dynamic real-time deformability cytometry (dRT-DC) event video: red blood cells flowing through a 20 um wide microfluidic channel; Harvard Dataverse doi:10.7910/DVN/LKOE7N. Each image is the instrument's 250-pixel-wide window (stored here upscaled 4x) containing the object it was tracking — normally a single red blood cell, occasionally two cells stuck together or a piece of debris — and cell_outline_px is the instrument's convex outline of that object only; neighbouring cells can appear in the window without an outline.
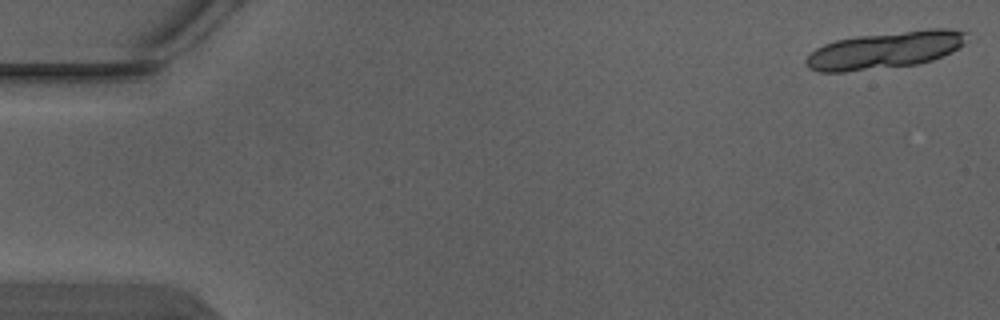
{"species": "Egyptian fruit bat (a non-hibernating species)", "species_latin": "Rousettus aegyptiacus", "temperature_condition": "warm", "stored_images_in_passage": 3, "camera_frame_rate_fps": 3000, "um_per_image_px": 0.085, "animal": {"sex": "male"}, "frame": {"image": 1, "passage_image": 1, "time_ms": 0.0, "image_size_px": [1000, 320], "cell_outline_px": [[968, 40], [964, 44], [952, 52], [932, 60], [916, 64], [844, 72], [820, 72], [808, 68], [804, 64], [804, 60], [816, 48], [824, 44], [836, 40], [856, 36], [928, 28], [952, 28], [968, 32]], "centroid_in_image_um": [75.26, 4.24], "position_along_channel_um": 9.7, "area_um2": 35.03}}